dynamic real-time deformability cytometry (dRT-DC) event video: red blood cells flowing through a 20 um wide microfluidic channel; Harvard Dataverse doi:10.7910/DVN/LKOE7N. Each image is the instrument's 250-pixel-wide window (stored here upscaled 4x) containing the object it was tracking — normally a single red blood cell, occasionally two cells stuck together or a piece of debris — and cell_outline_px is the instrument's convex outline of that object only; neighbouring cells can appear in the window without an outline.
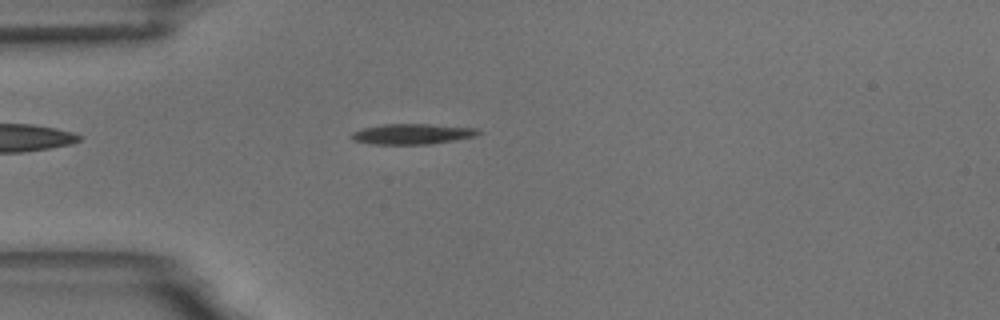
{"species": "common noctule bat (a hibernating species)", "species_latin": "Nyctalus noctula", "temperature_condition": "room temperature", "stored_images_in_passage": 48, "camera_frame_rate_fps": 3000, "um_per_image_px": 0.085, "animal": {"sex": "male", "body_mass_g": 18.8}, "frame": {"image": 1, "passage_image": 8, "time_ms": 2.333, "image_size_px": [1000, 320], "cell_outline_px": [[484, 132], [476, 136], [456, 140], [432, 144], [368, 144], [352, 140], [352, 132], [364, 128], [380, 124], [428, 124], [476, 128]], "centroid_in_image_um": [35.07, 11.39], "position_along_channel_um": 49.9, "area_um2": 15.26}}
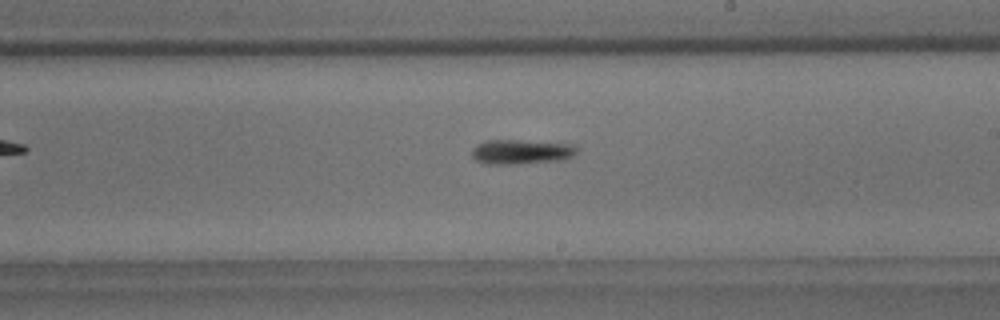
{"frame": {"image": 2, "passage_image": 25, "time_ms": 8.0, "image_size_px": [1000, 320], "cell_outline_px": [[580, 148], [572, 156], [564, 160], [516, 164], [484, 164], [476, 160], [472, 156], [472, 148], [476, 144], [484, 140], [516, 140], [572, 144]], "centroid_in_image_um": [44.29, 12.9], "position_along_channel_um": 244.7, "area_um2": 15.26}}
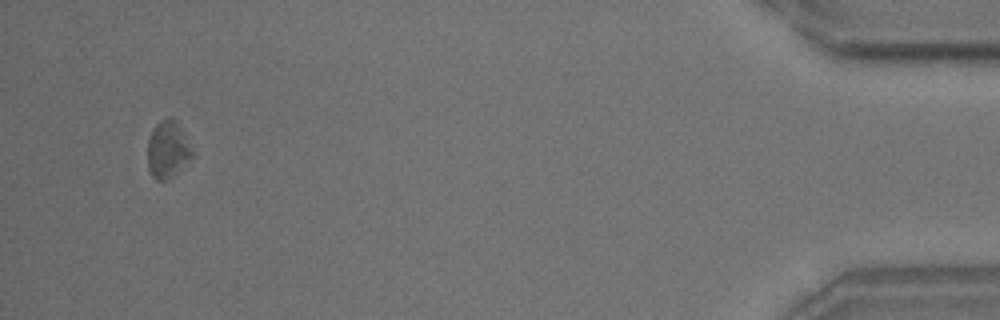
{"frame": {"image": 3, "passage_image": 46, "time_ms": 15.0, "image_size_px": [1000, 320], "cell_outline_px": [[192, 156], [168, 180], [156, 180], [152, 176], [148, 168], [148, 140], [152, 128], [160, 120], [168, 116], [176, 120], [192, 152]], "centroid_in_image_um": [14.2, 12.69], "position_along_channel_um": 421.0, "area_um2": 14.45}, "authors_computed_cell_mechanics": {"area_um2": 14.6523, "velocity_mm_per_s": 3.6268, "shape_relaxation_time_tau1_ms": 2.4677, "shape_relaxation_time_tau2_ms": null, "deformation_change_tau1": 0.107, "deformation_change_tau2": null}}